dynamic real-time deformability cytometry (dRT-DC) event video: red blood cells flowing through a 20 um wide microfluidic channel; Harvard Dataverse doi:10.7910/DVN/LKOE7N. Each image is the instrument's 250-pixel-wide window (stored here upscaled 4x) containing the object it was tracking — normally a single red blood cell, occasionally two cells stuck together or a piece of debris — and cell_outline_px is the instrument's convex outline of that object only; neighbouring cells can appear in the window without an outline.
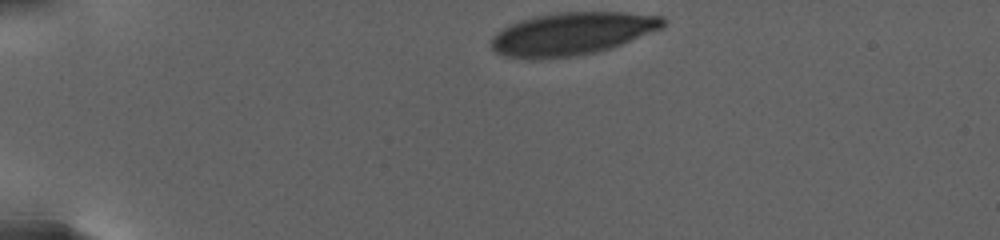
{"species": "human", "species_latin": "Homo sapiens", "temperature_condition": "warm", "stored_images_in_passage": 23, "camera_frame_rate_fps": 3000, "um_per_image_px": 0.085, "donor": {"sex": "female"}, "frame": {"image": 1, "passage_image": 1, "time_ms": 0.0, "image_size_px": [1000, 240], "cell_outline_px": [[668, 24], [664, 28], [612, 48], [580, 56], [540, 60], [528, 60], [504, 56], [496, 52], [492, 48], [488, 40], [496, 32], [520, 20], [536, 16], [556, 12], [624, 12], [664, 16], [668, 20]], "centroid_in_image_um": [48.65, 2.88], "position_along_channel_um": 36.4, "area_um2": 43.75}}
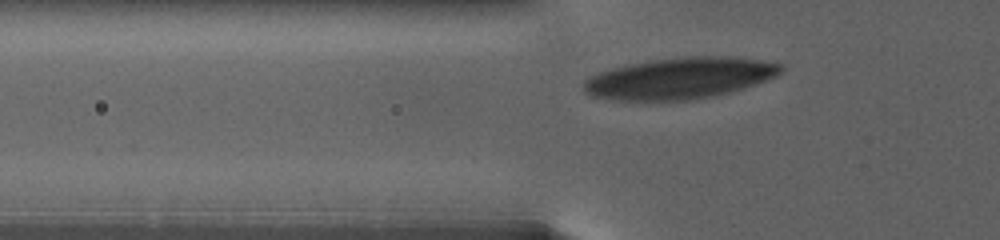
{"frame": {"image": 2, "passage_image": 22, "time_ms": 3.667, "image_size_px": [1000, 240], "cell_outline_px": [[784, 68], [776, 76], [756, 84], [744, 88], [712, 96], [688, 100], [616, 100], [592, 96], [584, 92], [584, 80], [588, 76], [624, 64], [644, 60], [684, 56], [736, 56], [784, 64]], "centroid_in_image_um": [57.77, 6.62], "position_along_channel_um": 68.0, "area_um2": 47.86}}